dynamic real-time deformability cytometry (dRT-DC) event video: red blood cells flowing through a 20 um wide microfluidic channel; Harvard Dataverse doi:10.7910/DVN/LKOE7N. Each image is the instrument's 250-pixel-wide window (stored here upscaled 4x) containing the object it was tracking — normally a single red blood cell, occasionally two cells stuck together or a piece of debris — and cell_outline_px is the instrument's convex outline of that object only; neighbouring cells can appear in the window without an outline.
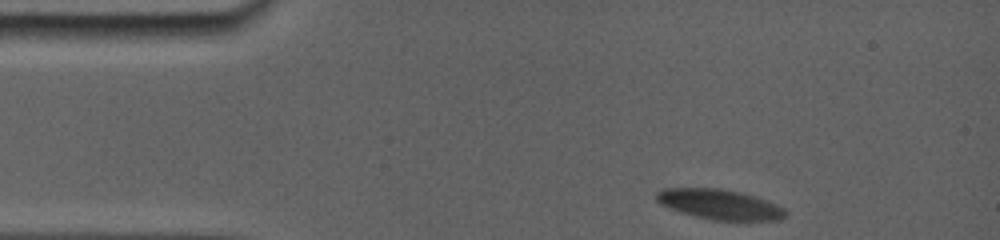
{"species": "common noctule bat (a hibernating species)", "species_latin": "Nyctalus noctula", "temperature_condition": "room temperature", "stored_images_in_passage": 10, "camera_frame_rate_fps": 5000, "um_per_image_px": 0.085, "animal": {"sex": "female", "body_mass_g": 19.0, "forearm_length_mm": 56.7}, "frame": {"image": 1, "passage_image": 1, "time_ms": 0.0, "image_size_px": [1000, 240], "cell_outline_px": [[788, 216], [780, 220], [712, 220], [680, 212], [668, 208], [660, 204], [656, 200], [656, 192], [664, 188], [720, 188], [740, 192], [756, 196], [776, 204], [784, 208], [788, 212]], "centroid_in_image_um": [61.18, 17.37], "position_along_channel_um": 23.8, "area_um2": 22.77}}
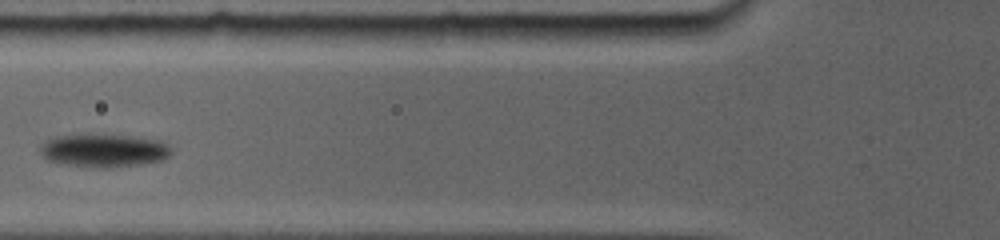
{"frame": {"image": 2, "passage_image": 5, "time_ms": 4.6, "image_size_px": [1000, 240], "cell_outline_px": [[168, 156], [160, 160], [140, 164], [108, 168], [96, 168], [68, 164], [44, 160], [40, 152], [40, 148], [48, 140], [64, 136], [120, 136], [152, 140], [164, 144], [168, 148]], "centroid_in_image_um": [8.74, 12.84], "position_along_channel_um": 117.1, "area_um2": 23.93}}
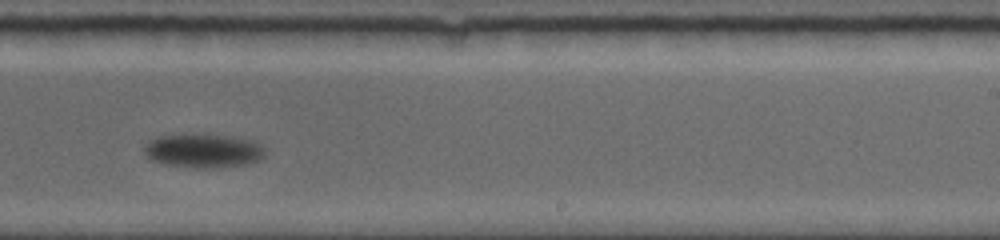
{"frame": {"image": 3, "passage_image": 9, "time_ms": 9.2, "image_size_px": [1000, 240], "cell_outline_px": [[264, 156], [260, 160], [244, 164], [212, 168], [196, 168], [164, 164], [152, 160], [144, 152], [144, 144], [148, 140], [156, 136], [228, 136], [248, 140], [264, 148]], "centroid_in_image_um": [17.23, 12.85], "position_along_channel_um": 271.8, "area_um2": 23.12}}